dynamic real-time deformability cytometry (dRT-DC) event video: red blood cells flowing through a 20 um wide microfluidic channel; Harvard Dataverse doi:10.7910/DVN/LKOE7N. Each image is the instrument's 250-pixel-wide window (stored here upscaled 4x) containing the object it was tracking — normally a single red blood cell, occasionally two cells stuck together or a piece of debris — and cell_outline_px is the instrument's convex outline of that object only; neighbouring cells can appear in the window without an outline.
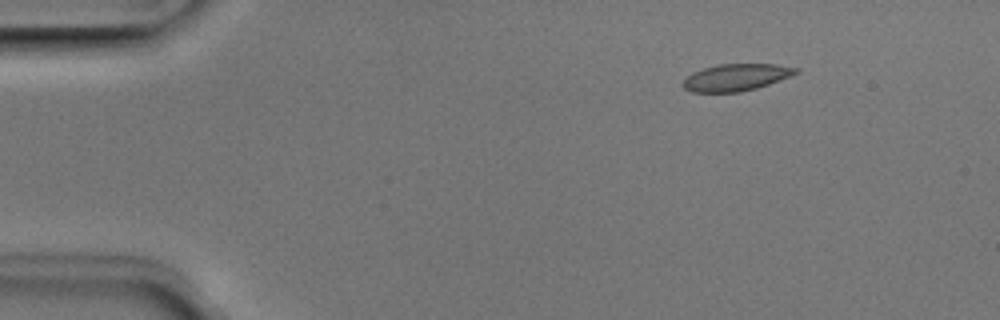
{"species": "Egyptian fruit bat (a non-hibernating species)", "species_latin": "Rousettus aegyptiacus", "temperature_condition": "room temperature", "stored_images_in_passage": 5, "camera_frame_rate_fps": 3000, "um_per_image_px": 0.085, "animal": {"sex": "male"}, "frame": {"image": 1, "passage_image": 2, "time_ms": 0.333, "image_size_px": [1000, 320], "cell_outline_px": [[800, 72], [768, 84], [756, 88], [740, 92], [692, 92], [684, 88], [680, 84], [692, 72], [704, 68], [720, 64], [776, 64], [800, 68]], "centroid_in_image_um": [62.56, 6.57], "position_along_channel_um": 22.4, "area_um2": 17.69}}
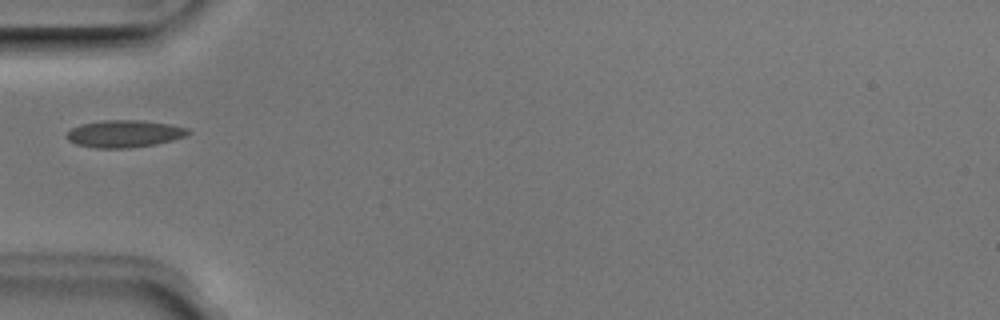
{"frame": {"image": 2, "passage_image": 5, "time_ms": 1.333, "image_size_px": [1000, 320], "cell_outline_px": [[192, 132], [184, 136], [172, 140], [156, 144], [128, 148], [96, 148], [76, 144], [68, 140], [68, 132], [72, 128], [80, 124], [104, 120], [140, 120], [168, 124], [188, 128]], "centroid_in_image_um": [10.58, 11.37], "position_along_channel_um": 74.4, "area_um2": 19.13}}